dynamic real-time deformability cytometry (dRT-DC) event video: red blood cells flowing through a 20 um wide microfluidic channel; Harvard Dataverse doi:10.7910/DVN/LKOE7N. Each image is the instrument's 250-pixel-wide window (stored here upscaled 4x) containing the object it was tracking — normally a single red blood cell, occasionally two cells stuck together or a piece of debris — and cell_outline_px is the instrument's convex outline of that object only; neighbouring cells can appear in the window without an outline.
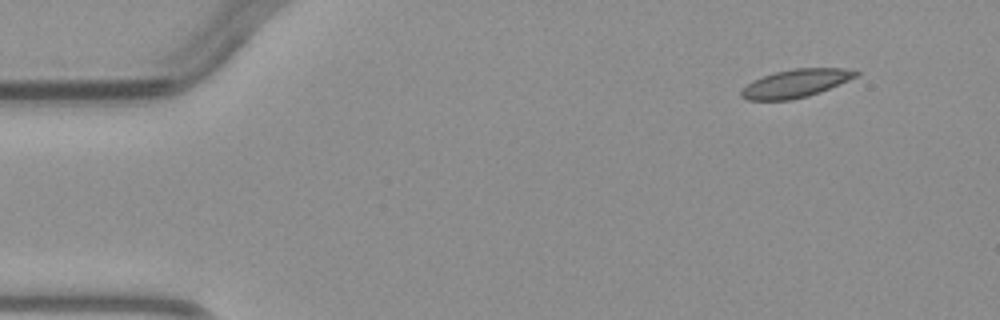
{"species": "common noctule bat (a hibernating species)", "species_latin": "Nyctalus noctula", "temperature_condition": "warm", "stored_images_in_passage": 4, "camera_frame_rate_fps": 3000, "um_per_image_px": 0.085, "animal": {"sex": "male", "body_mass_g": 23.1, "forearm_length_mm": 52.7}, "frame": {"image": 1, "passage_image": 1, "time_ms": 0.0, "image_size_px": [1000, 320], "cell_outline_px": [[860, 72], [856, 76], [848, 80], [820, 92], [808, 96], [792, 100], [748, 100], [740, 96], [740, 92], [752, 80], [776, 72], [792, 68], [844, 68]], "centroid_in_image_um": [67.62, 7.09], "position_along_channel_um": 17.4, "area_um2": 18.61}}
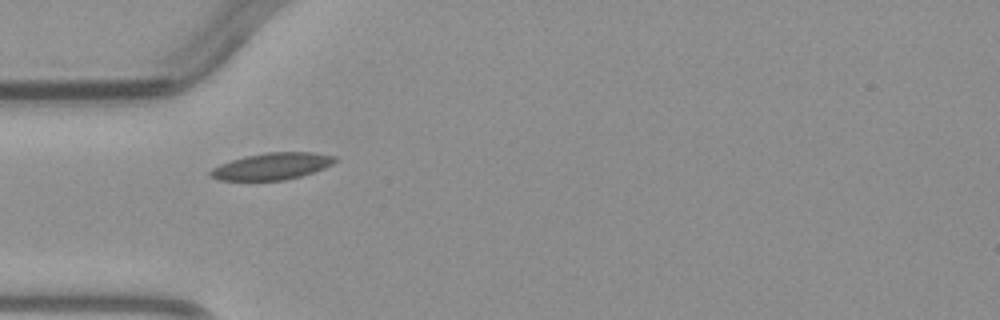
{"frame": {"image": 2, "passage_image": 3, "time_ms": 3.333, "image_size_px": [1000, 320], "cell_outline_px": [[340, 160], [324, 168], [300, 176], [284, 180], [220, 180], [208, 176], [208, 172], [212, 168], [220, 164], [244, 156], [268, 152], [312, 152], [336, 156]], "centroid_in_image_um": [23.12, 14.12], "position_along_channel_um": 61.9, "area_um2": 19.48}}
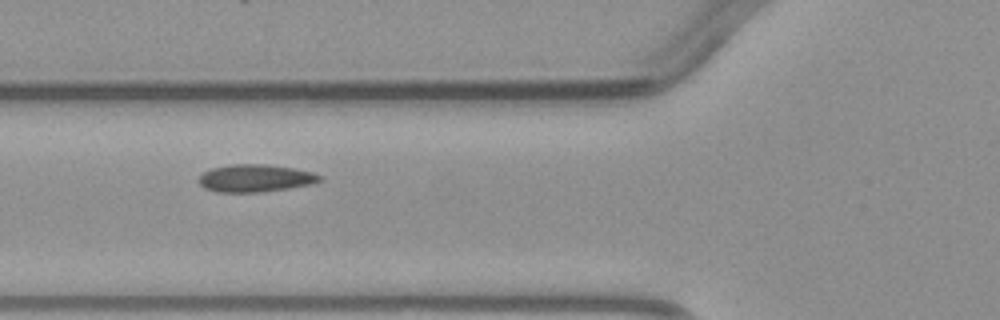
{"frame": {"image": 3, "passage_image": 4, "time_ms": 4.333, "image_size_px": [1000, 320], "cell_outline_px": [[324, 176], [320, 180], [312, 184], [288, 188], [260, 192], [216, 192], [204, 188], [196, 180], [204, 172], [212, 168], [228, 164], [264, 164], [292, 168], [312, 172]], "centroid_in_image_um": [21.67, 15.14], "position_along_channel_um": 104.1, "area_um2": 19.42}}